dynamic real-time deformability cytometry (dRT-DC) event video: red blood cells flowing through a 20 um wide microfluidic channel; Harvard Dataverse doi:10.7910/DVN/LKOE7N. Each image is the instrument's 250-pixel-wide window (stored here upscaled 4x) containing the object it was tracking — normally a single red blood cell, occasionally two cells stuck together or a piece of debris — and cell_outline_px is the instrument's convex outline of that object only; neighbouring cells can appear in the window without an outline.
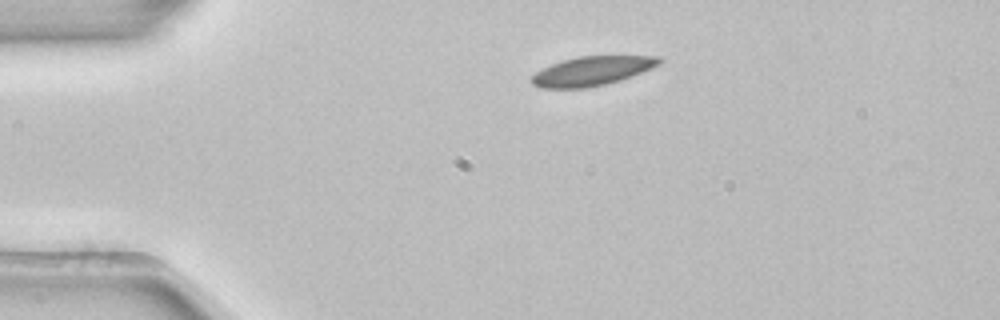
{"species": "common noctule bat (a hibernating species)", "species_latin": "Nyctalus noctula", "temperature_condition": "room temperature", "stored_images_in_passage": 37, "camera_frame_rate_fps": 3000, "um_per_image_px": 0.085, "animal": {"sex": "female", "body_mass_g": 22.7, "forearm_length_mm": 54.2}, "frame": {"image": 1, "passage_image": 1, "time_ms": 0.0, "image_size_px": [1000, 320], "cell_outline_px": [[664, 60], [660, 64], [652, 68], [632, 76], [620, 80], [588, 88], [540, 88], [532, 84], [532, 76], [536, 72], [552, 64], [564, 60], [580, 56], [660, 56]], "centroid_in_image_um": [50.36, 6.03], "position_along_channel_um": 34.6, "area_um2": 21.56}}
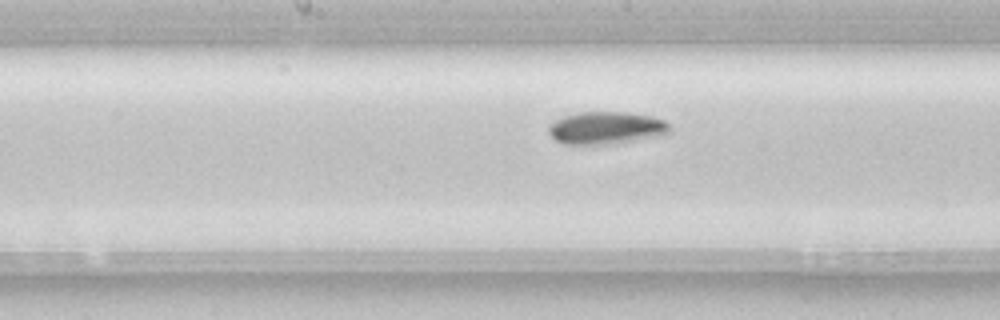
{"frame": {"image": 2, "passage_image": 17, "time_ms": 5.333, "image_size_px": [1000, 320], "cell_outline_px": [[668, 132], [664, 136], [616, 144], [564, 144], [556, 140], [548, 132], [548, 128], [556, 120], [564, 116], [580, 112], [628, 112], [648, 116], [664, 120], [668, 124]], "centroid_in_image_um": [51.55, 10.89], "position_along_channel_um": 196.7, "area_um2": 22.95}}
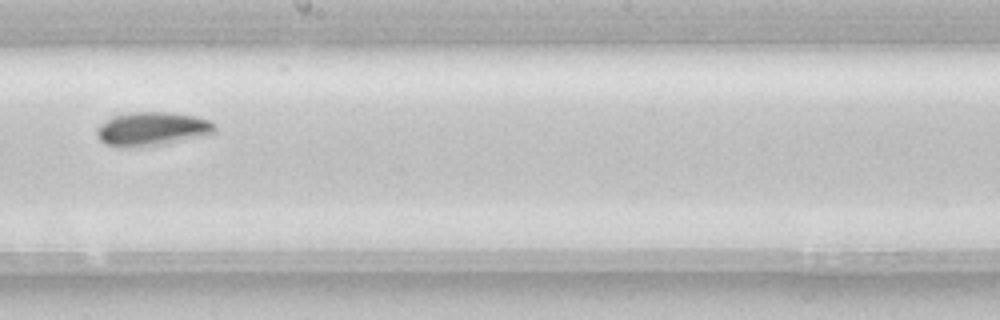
{"frame": {"image": 3, "passage_image": 20, "time_ms": 6.333, "image_size_px": [1000, 320], "cell_outline_px": [[216, 132], [208, 136], [160, 144], [108, 144], [100, 140], [96, 136], [96, 128], [104, 120], [116, 116], [132, 112], [172, 112], [196, 116], [208, 120], [216, 128]], "centroid_in_image_um": [13.0, 10.91], "position_along_channel_um": 235.2, "area_um2": 22.48}, "authors_computed_cell_mechanics": {"area_um2": 22.3686, "velocity_mm_per_s": 3.8709, "shape_relaxation_time_tau1_ms": 3.4048, "shape_relaxation_time_tau2_ms": null, "deformation_change_tau1": 0.0904, "deformation_change_tau2": null}}